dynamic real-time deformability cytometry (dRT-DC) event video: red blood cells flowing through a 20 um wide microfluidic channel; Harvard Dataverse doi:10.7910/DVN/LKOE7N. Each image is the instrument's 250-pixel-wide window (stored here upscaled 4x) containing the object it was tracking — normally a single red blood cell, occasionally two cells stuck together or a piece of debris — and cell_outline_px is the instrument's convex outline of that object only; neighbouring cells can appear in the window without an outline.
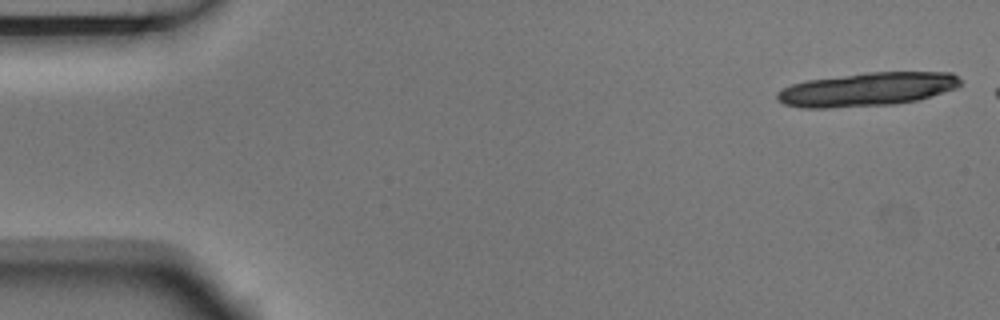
{"species": "Egyptian fruit bat (a non-hibernating species)", "species_latin": "Rousettus aegyptiacus", "temperature_condition": "room temperature", "stored_images_in_passage": 3, "camera_frame_rate_fps": 3000, "um_per_image_px": 0.085, "animal": {"sex": "male"}, "frame": {"image": 1, "passage_image": 1, "time_ms": 0.0, "image_size_px": [1000, 320], "cell_outline_px": [[960, 84], [956, 88], [916, 100], [896, 104], [828, 108], [800, 108], [784, 104], [776, 100], [776, 92], [792, 84], [804, 80], [864, 72], [952, 72], [960, 80]], "centroid_in_image_um": [73.64, 7.59], "position_along_channel_um": 11.4, "area_um2": 36.07}}